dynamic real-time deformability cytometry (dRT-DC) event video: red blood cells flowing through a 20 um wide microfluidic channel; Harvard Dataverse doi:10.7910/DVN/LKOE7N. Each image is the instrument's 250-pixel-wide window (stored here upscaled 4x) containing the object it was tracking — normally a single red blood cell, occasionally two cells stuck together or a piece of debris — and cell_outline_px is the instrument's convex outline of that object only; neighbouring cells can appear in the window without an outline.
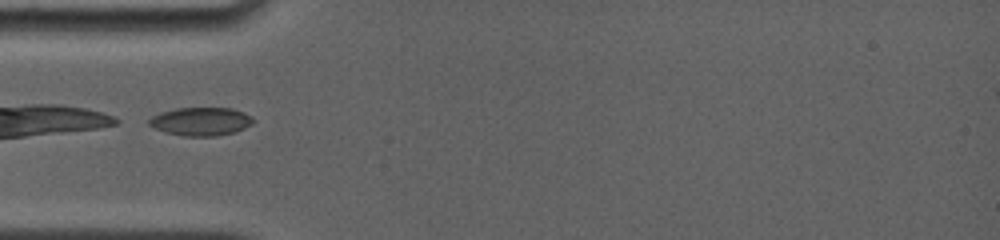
{"species": "common noctule bat (a hibernating species)", "species_latin": "Nyctalus noctula", "temperature_condition": "room temperature", "stored_images_in_passage": 12, "camera_frame_rate_fps": 4000, "um_per_image_px": 0.085, "animal": {"sex": "female", "body_mass_g": 19.0, "forearm_length_mm": 56.7}, "frame": {"image": 1, "passage_image": 1, "time_ms": 0.0, "image_size_px": [1000, 240], "cell_outline_px": [[256, 120], [252, 124], [236, 132], [216, 136], [184, 136], [164, 132], [148, 124], [148, 120], [152, 116], [160, 112], [176, 108], [232, 108], [244, 112], [252, 116]], "centroid_in_image_um": [17.1, 10.32], "position_along_channel_um": 67.9, "area_um2": 17.34}}
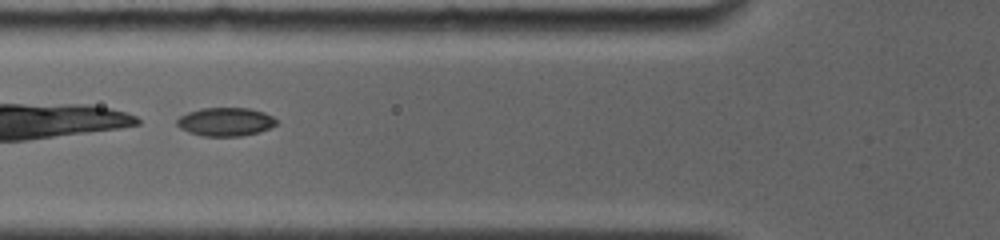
{"frame": {"image": 2, "passage_image": 3, "time_ms": 1.0, "image_size_px": [1000, 240], "cell_outline_px": [[276, 124], [260, 132], [240, 136], [200, 136], [188, 132], [180, 128], [176, 124], [176, 120], [180, 116], [188, 112], [200, 108], [248, 108], [264, 112], [272, 116], [276, 120]], "centroid_in_image_um": [19.13, 10.35], "position_along_channel_um": 106.7, "area_um2": 16.53}}